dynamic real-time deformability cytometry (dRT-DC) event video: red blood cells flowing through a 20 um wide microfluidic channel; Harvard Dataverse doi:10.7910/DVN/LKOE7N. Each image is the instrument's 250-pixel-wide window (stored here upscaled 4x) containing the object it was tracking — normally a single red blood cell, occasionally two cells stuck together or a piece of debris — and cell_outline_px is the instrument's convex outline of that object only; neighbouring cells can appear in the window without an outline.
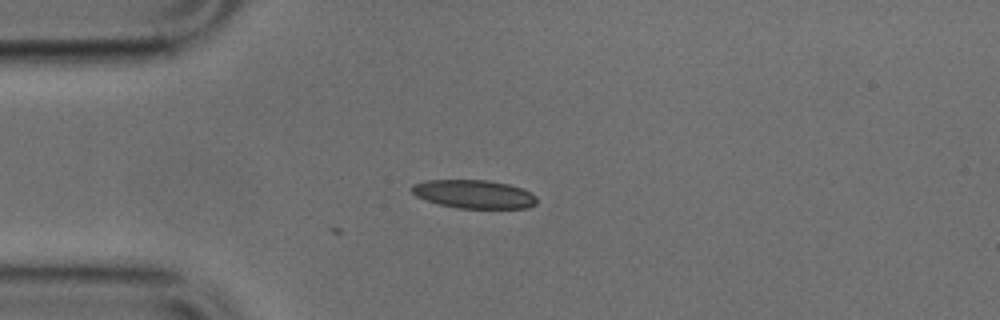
{"species": "common noctule bat (a hibernating species)", "species_latin": "Nyctalus noctula", "temperature_condition": "cold", "stored_images_in_passage": 3, "camera_frame_rate_fps": 3000, "um_per_image_px": 0.085, "animal": {"sex": "male", "body_mass_g": 17.9, "forearm_length_mm": 54.2}, "frame": {"image": 1, "passage_image": 3, "time_ms": 0.667, "image_size_px": [1000, 320], "cell_outline_px": [[536, 204], [528, 208], [460, 208], [440, 204], [416, 196], [412, 192], [412, 184], [428, 180], [488, 180], [508, 184], [532, 192], [536, 196]], "centroid_in_image_um": [40.32, 16.5], "position_along_channel_um": 44.7, "area_um2": 20.58}}